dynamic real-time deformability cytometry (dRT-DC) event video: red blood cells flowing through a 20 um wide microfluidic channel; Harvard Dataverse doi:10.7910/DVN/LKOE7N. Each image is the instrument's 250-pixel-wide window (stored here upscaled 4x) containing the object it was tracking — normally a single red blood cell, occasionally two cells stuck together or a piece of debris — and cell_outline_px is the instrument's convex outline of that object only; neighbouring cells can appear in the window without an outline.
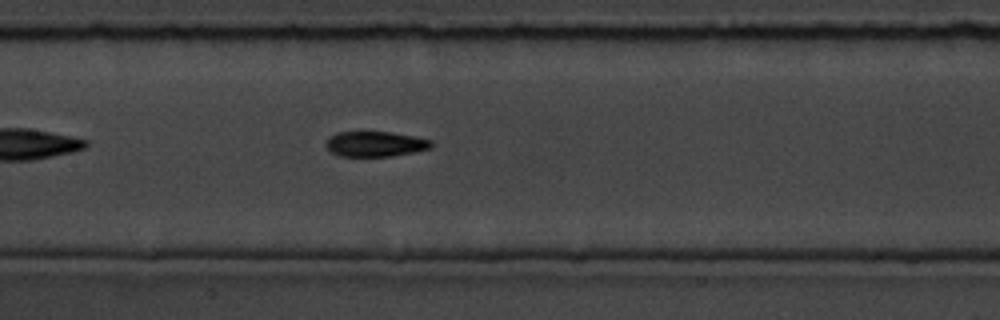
{"species": "common noctule bat (a hibernating species)", "species_latin": "Nyctalus noctula", "temperature_condition": "room temperature", "stored_images_in_passage": 41, "camera_frame_rate_fps": 3000, "um_per_image_px": 0.085, "animal": {"sex": "male", "body_mass_g": 19.5, "forearm_length_mm": 54.6}, "frame": {"image": 1, "passage_image": 12, "time_ms": 3.667, "image_size_px": [1000, 320], "cell_outline_px": [[432, 148], [392, 156], [340, 156], [332, 152], [324, 144], [328, 136], [336, 132], [392, 132], [416, 136], [432, 140]], "centroid_in_image_um": [31.89, 12.23], "position_along_channel_um": 175.5, "area_um2": 15.61}}